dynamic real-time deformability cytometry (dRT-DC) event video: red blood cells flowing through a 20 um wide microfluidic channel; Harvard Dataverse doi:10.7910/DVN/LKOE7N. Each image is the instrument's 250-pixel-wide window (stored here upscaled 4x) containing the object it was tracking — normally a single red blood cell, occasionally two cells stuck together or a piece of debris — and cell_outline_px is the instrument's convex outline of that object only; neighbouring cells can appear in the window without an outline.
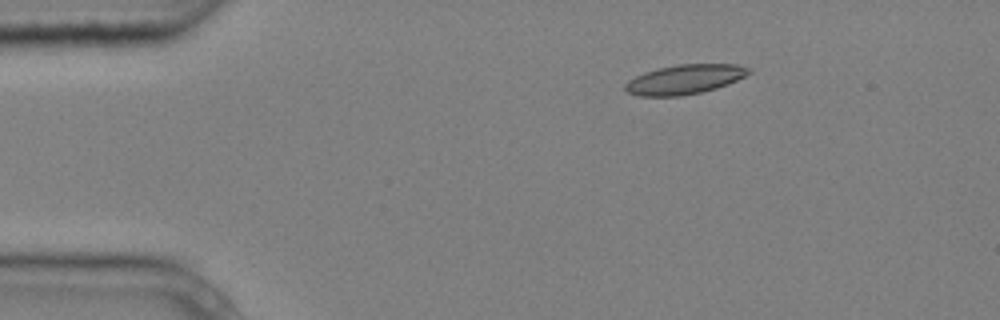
{"species": "common noctule bat (a hibernating species)", "species_latin": "Nyctalus noctula", "temperature_condition": "cold", "stored_images_in_passage": 3, "camera_frame_rate_fps": 3000, "um_per_image_px": 0.085, "animal": {"sex": "male", "body_mass_g": 20.4}, "frame": {"image": 1, "passage_image": 1, "time_ms": 0.0, "image_size_px": [1000, 320], "cell_outline_px": [[752, 72], [728, 84], [716, 88], [700, 92], [680, 96], [640, 96], [628, 92], [624, 88], [624, 84], [628, 80], [644, 72], [656, 68], [676, 64], [736, 64], [748, 68]], "centroid_in_image_um": [58.16, 6.74], "position_along_channel_um": 26.8, "area_um2": 21.21}}
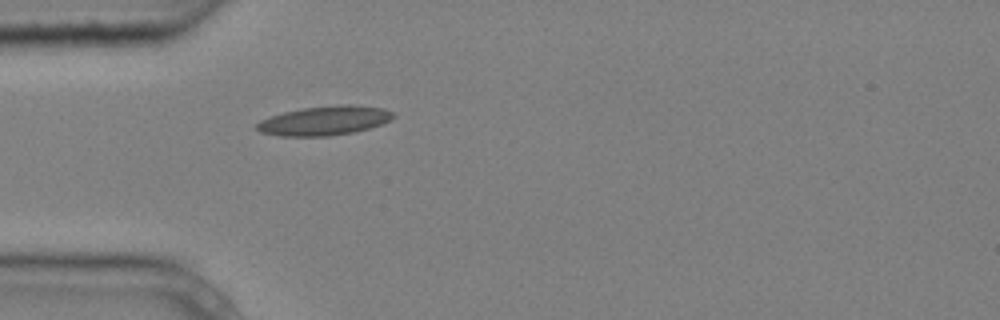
{"frame": {"image": 2, "passage_image": 3, "time_ms": 0.667, "image_size_px": [1000, 320], "cell_outline_px": [[396, 116], [380, 124], [356, 132], [328, 136], [280, 136], [260, 132], [256, 128], [256, 124], [260, 120], [284, 112], [304, 108], [340, 104], [352, 104], [384, 108], [392, 112]], "centroid_in_image_um": [27.58, 10.25], "position_along_channel_um": 57.4, "area_um2": 23.18}}